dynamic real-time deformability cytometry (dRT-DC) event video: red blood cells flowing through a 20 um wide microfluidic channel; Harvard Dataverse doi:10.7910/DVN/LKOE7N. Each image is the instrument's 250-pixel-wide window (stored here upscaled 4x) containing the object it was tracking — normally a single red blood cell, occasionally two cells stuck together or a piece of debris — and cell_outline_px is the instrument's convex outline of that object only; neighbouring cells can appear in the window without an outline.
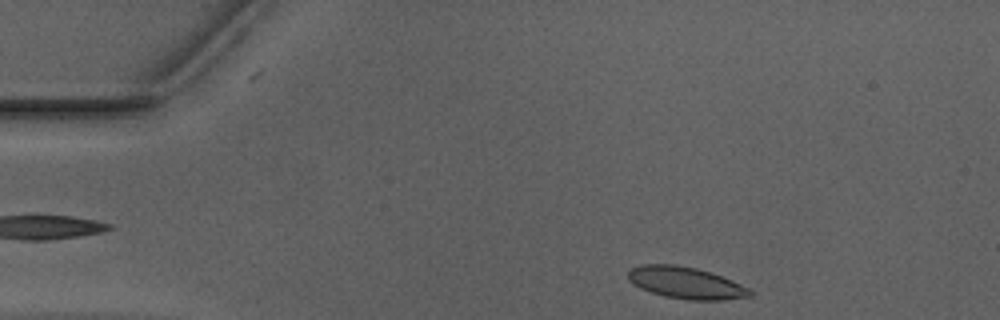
{"species": "Egyptian fruit bat (a non-hibernating species)", "species_latin": "Rousettus aegyptiacus", "temperature_condition": "warm", "stored_images_in_passage": 36, "camera_frame_rate_fps": 3000, "um_per_image_px": 0.085, "animal": {"sex": "male"}, "frame": {"image": 1, "passage_image": 1, "time_ms": 0.0, "image_size_px": [1000, 320], "cell_outline_px": [[752, 296], [724, 300], [688, 300], [664, 296], [640, 288], [632, 284], [628, 280], [628, 272], [632, 268], [644, 264], [672, 264], [696, 268], [732, 280], [752, 288]], "centroid_in_image_um": [58.32, 24.05], "position_along_channel_um": 26.7, "area_um2": 22.6}}
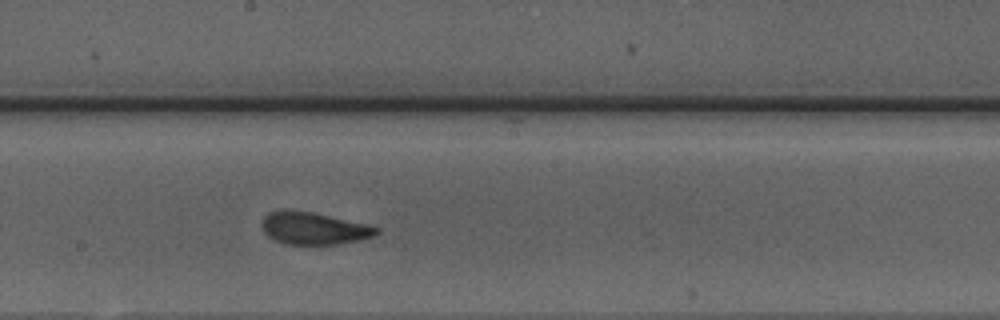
{"frame": {"image": 2, "passage_image": 21, "time_ms": 6.667, "image_size_px": [1000, 320], "cell_outline_px": [[380, 232], [376, 236], [360, 240], [336, 244], [284, 244], [268, 236], [264, 232], [260, 224], [264, 216], [268, 212], [284, 208], [288, 208], [312, 212], [368, 224], [380, 228]], "centroid_in_image_um": [26.66, 19.39], "position_along_channel_um": 221.5, "area_um2": 21.96}}
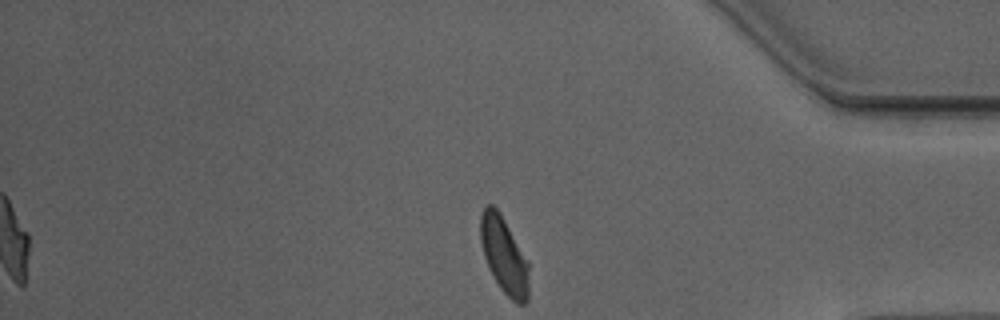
{"frame": {"image": 3, "passage_image": 36, "time_ms": 11.667, "image_size_px": [1000, 320], "cell_outline_px": [[528, 300], [524, 304], [516, 304], [500, 288], [484, 256], [480, 240], [480, 216], [484, 208], [488, 204], [492, 204], [500, 212], [528, 260]], "centroid_in_image_um": [42.85, 21.69], "position_along_channel_um": 392.3, "area_um2": 21.39}, "authors_computed_cell_mechanics": {"area_um2": 21.7906, "velocity_mm_per_s": 3.9328, "shape_relaxation_time_tau1_ms": 3.9476, "shape_relaxation_time_tau2_ms": 1.0971, "deformation_change_tau1": 0.1408, "deformation_change_tau2": 0.0638}}